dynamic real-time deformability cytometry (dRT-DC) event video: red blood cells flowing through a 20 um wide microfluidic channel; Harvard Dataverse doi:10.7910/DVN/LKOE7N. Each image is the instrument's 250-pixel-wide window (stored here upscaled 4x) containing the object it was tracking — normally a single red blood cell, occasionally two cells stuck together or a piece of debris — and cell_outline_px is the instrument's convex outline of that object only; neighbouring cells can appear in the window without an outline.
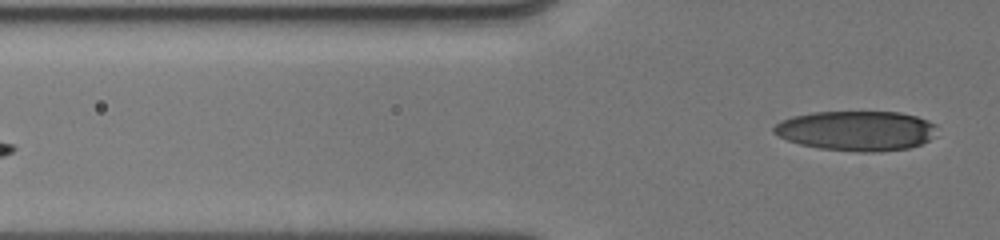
{"species": "human", "species_latin": "Homo sapiens", "temperature_condition": "cold", "stored_images_in_passage": 3, "segment_of_instrument_passage": [2, 2], "camera_frame_rate_fps": 3000, "um_per_image_px": 0.085, "donor": {"sex": "male"}, "frame": {"image": 1, "passage_image": 3, "time_ms": 1.667, "image_size_px": [1000, 240], "cell_outline_px": [[936, 136], [920, 144], [908, 148], [880, 152], [860, 152], [820, 148], [800, 144], [788, 140], [772, 132], [772, 128], [780, 120], [792, 116], [812, 112], [900, 112], [916, 116], [928, 120], [936, 124]], "centroid_in_image_um": [72.81, 11.11], "position_along_channel_um": 53.0, "area_um2": 38.09}}